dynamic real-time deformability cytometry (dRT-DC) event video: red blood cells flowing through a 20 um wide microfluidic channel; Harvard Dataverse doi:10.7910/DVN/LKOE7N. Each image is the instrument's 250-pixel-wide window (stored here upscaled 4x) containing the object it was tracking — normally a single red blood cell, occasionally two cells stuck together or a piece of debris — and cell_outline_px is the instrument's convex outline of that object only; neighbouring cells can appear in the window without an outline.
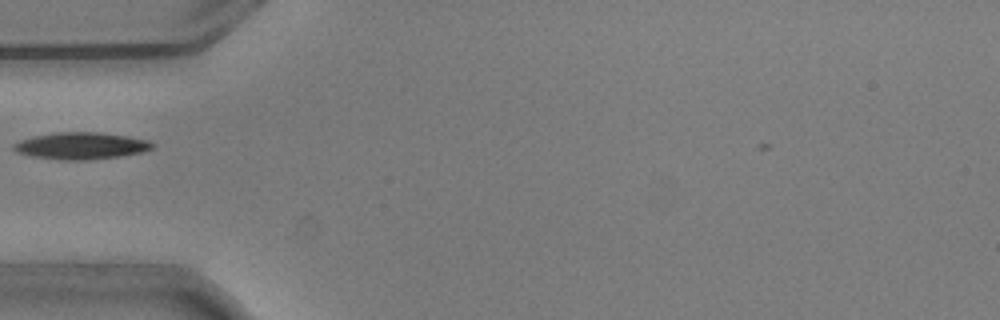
{"species": "common noctule bat (a hibernating species)", "species_latin": "Nyctalus noctula", "temperature_condition": "warm", "stored_images_in_passage": 8, "camera_frame_rate_fps": 3000, "um_per_image_px": 0.085, "animal": {"sex": "male", "body_mass_g": 20.5, "forearm_length_mm": 52.5}, "frame": {"image": 1, "passage_image": 3, "time_ms": 0.667, "image_size_px": [1000, 320], "cell_outline_px": [[156, 144], [152, 148], [140, 152], [120, 156], [88, 160], [60, 160], [32, 156], [16, 152], [12, 148], [12, 144], [20, 140], [32, 136], [56, 132], [100, 132], [128, 136], [148, 140]], "centroid_in_image_um": [6.86, 12.39], "position_along_channel_um": 78.1, "area_um2": 21.85}}